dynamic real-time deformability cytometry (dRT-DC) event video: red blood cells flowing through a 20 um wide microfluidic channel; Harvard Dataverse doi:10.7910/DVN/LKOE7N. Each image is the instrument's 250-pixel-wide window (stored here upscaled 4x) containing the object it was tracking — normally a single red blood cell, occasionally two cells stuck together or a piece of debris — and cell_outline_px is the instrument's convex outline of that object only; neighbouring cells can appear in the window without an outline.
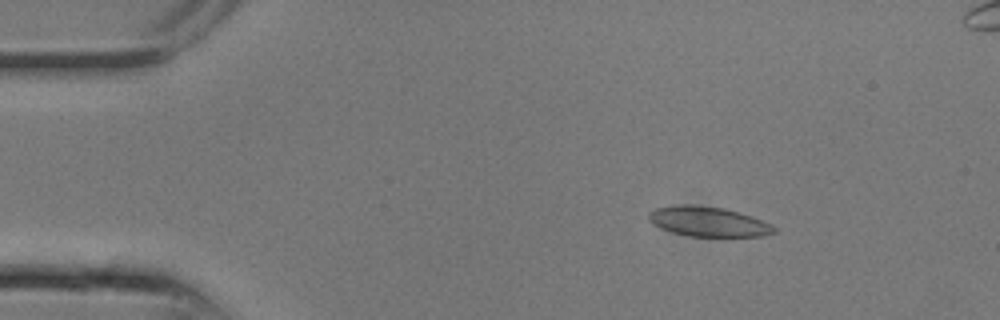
{"species": "common noctule bat (a hibernating species)", "species_latin": "Nyctalus noctula", "temperature_condition": "room temperature", "stored_images_in_passage": 8, "camera_frame_rate_fps": 3000, "um_per_image_px": 0.085, "animal": {"sex": "male", "body_mass_g": 13.3}, "frame": {"image": 1, "passage_image": 3, "time_ms": 0.667, "image_size_px": [1000, 320], "cell_outline_px": [[776, 232], [764, 236], [692, 236], [672, 232], [660, 228], [652, 224], [648, 220], [648, 212], [656, 208], [676, 204], [684, 204], [724, 208], [740, 212], [752, 216], [772, 224], [776, 228]], "centroid_in_image_um": [60.19, 18.83], "position_along_channel_um": 24.8, "area_um2": 21.91}}
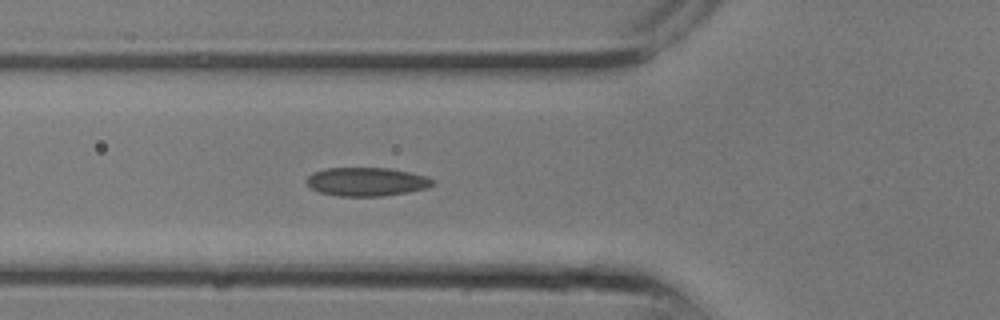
{"frame": {"image": 2, "passage_image": 8, "time_ms": 2.333, "image_size_px": [1000, 320], "cell_outline_px": [[436, 184], [428, 188], [408, 192], [380, 196], [340, 196], [320, 192], [312, 188], [304, 180], [312, 172], [328, 168], [388, 168], [428, 176], [436, 180]], "centroid_in_image_um": [31.2, 15.44], "position_along_channel_um": 94.6, "area_um2": 21.1}}